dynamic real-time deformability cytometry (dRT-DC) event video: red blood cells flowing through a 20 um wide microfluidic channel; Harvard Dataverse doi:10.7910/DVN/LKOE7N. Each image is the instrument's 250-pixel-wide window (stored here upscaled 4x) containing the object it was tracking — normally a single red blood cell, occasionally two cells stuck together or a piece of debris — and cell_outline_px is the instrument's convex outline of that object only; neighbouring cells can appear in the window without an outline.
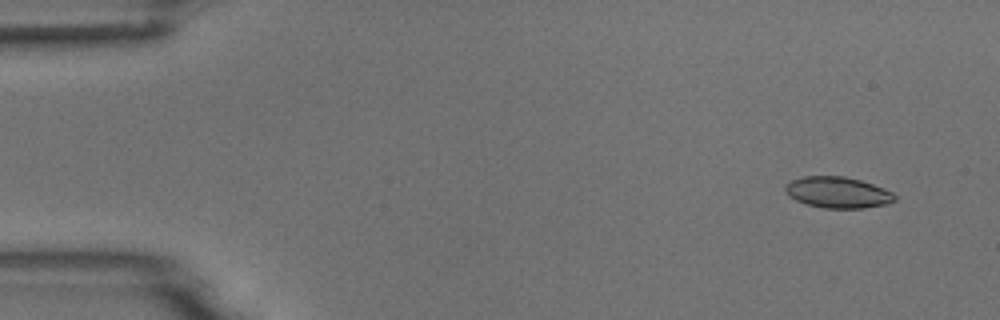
{"species": "common noctule bat (a hibernating species)", "species_latin": "Nyctalus noctula", "temperature_condition": "room temperature", "stored_images_in_passage": 7, "camera_frame_rate_fps": 3000, "um_per_image_px": 0.085, "animal": {"sex": "male", "body_mass_g": 18.8}, "frame": {"image": 1, "passage_image": 2, "time_ms": 1.0, "image_size_px": [1000, 320], "cell_outline_px": [[896, 200], [888, 204], [864, 208], [824, 208], [808, 204], [796, 200], [788, 196], [784, 192], [784, 188], [792, 180], [804, 176], [844, 176], [860, 180], [872, 184], [892, 192], [896, 196]], "centroid_in_image_um": [71.21, 16.36], "position_along_channel_um": 13.8, "area_um2": 19.83}}
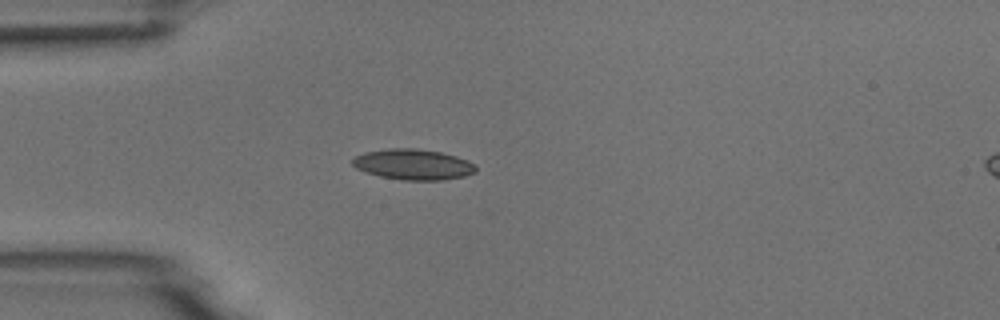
{"frame": {"image": 2, "passage_image": 5, "time_ms": 4.667, "image_size_px": [1000, 320], "cell_outline_px": [[476, 172], [464, 176], [444, 180], [404, 180], [380, 176], [356, 168], [352, 164], [352, 160], [356, 156], [364, 152], [388, 148], [416, 148], [440, 152], [456, 156], [468, 160], [476, 164]], "centroid_in_image_um": [35.15, 13.97], "position_along_channel_um": 49.9, "area_um2": 22.02}}